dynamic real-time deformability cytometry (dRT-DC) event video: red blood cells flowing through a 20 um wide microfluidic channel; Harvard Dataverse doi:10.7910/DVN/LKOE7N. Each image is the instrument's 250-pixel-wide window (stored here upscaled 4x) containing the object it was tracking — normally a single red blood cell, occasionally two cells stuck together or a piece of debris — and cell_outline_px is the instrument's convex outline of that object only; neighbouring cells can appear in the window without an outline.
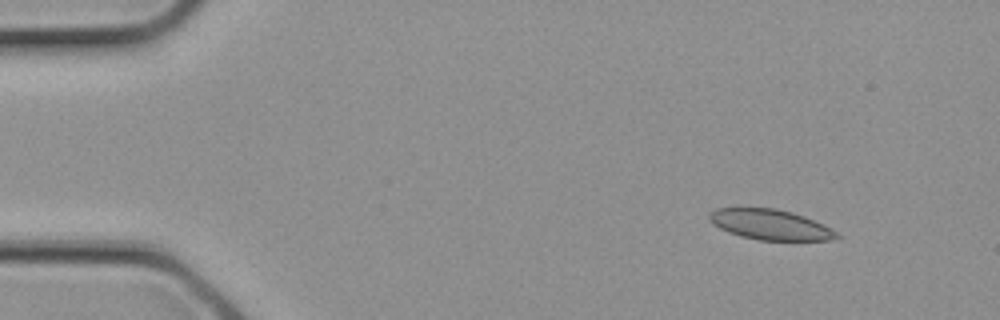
{"species": "common noctule bat (a hibernating species)", "species_latin": "Nyctalus noctula", "temperature_condition": "cold", "stored_images_in_passage": 2, "camera_frame_rate_fps": 3000, "um_per_image_px": 0.085, "animal": {"sex": "female", "body_mass_g": 21.9}, "frame": {"image": 1, "passage_image": 1, "time_ms": 0.0, "image_size_px": [1000, 320], "cell_outline_px": [[840, 236], [832, 240], [760, 240], [740, 236], [728, 232], [712, 224], [708, 220], [708, 212], [716, 208], [776, 208], [792, 212], [804, 216], [824, 224], [840, 232]], "centroid_in_image_um": [65.48, 19.09], "position_along_channel_um": 19.5, "area_um2": 22.77}}
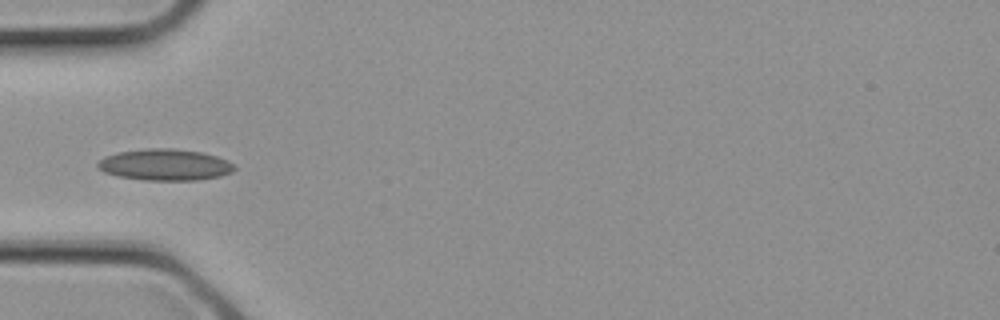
{"frame": {"image": 2, "passage_image": 2, "time_ms": 0.333, "image_size_px": [1000, 320], "cell_outline_px": [[236, 168], [232, 172], [220, 176], [196, 180], [144, 180], [120, 176], [104, 172], [96, 168], [96, 164], [104, 156], [116, 152], [148, 148], [172, 148], [204, 152], [228, 160]], "centroid_in_image_um": [14.01, 13.99], "position_along_channel_um": 71.0, "area_um2": 25.14}}